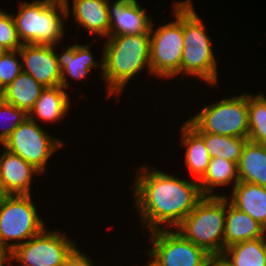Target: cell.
I'll return each mask as SVG.
<instances>
[{"label":"cell","mask_w":266,"mask_h":266,"mask_svg":"<svg viewBox=\"0 0 266 266\" xmlns=\"http://www.w3.org/2000/svg\"><path fill=\"white\" fill-rule=\"evenodd\" d=\"M186 122L203 138L205 147L211 158L226 159L239 163L242 150L248 138L223 136L202 132L190 119Z\"/></svg>","instance_id":"603a6c76"},{"label":"cell","mask_w":266,"mask_h":266,"mask_svg":"<svg viewBox=\"0 0 266 266\" xmlns=\"http://www.w3.org/2000/svg\"><path fill=\"white\" fill-rule=\"evenodd\" d=\"M223 254L234 266H266L264 237L232 244Z\"/></svg>","instance_id":"d4e9b609"},{"label":"cell","mask_w":266,"mask_h":266,"mask_svg":"<svg viewBox=\"0 0 266 266\" xmlns=\"http://www.w3.org/2000/svg\"><path fill=\"white\" fill-rule=\"evenodd\" d=\"M238 182L237 163L221 158H211L208 168L198 184L204 196H218V194H214V188L230 183L234 187Z\"/></svg>","instance_id":"cb8c5ba5"},{"label":"cell","mask_w":266,"mask_h":266,"mask_svg":"<svg viewBox=\"0 0 266 266\" xmlns=\"http://www.w3.org/2000/svg\"><path fill=\"white\" fill-rule=\"evenodd\" d=\"M33 202L32 195H9L0 203V244L9 253L46 226Z\"/></svg>","instance_id":"52a82bcc"},{"label":"cell","mask_w":266,"mask_h":266,"mask_svg":"<svg viewBox=\"0 0 266 266\" xmlns=\"http://www.w3.org/2000/svg\"><path fill=\"white\" fill-rule=\"evenodd\" d=\"M189 119L205 133L248 138V94L217 100Z\"/></svg>","instance_id":"ba28073f"},{"label":"cell","mask_w":266,"mask_h":266,"mask_svg":"<svg viewBox=\"0 0 266 266\" xmlns=\"http://www.w3.org/2000/svg\"><path fill=\"white\" fill-rule=\"evenodd\" d=\"M3 148L17 154L37 169L41 176L46 172L50 157L64 146V142L42 129L29 117L24 120L2 144Z\"/></svg>","instance_id":"30bf717a"},{"label":"cell","mask_w":266,"mask_h":266,"mask_svg":"<svg viewBox=\"0 0 266 266\" xmlns=\"http://www.w3.org/2000/svg\"><path fill=\"white\" fill-rule=\"evenodd\" d=\"M181 145L187 147L184 164L186 169L199 181L205 174L211 157L207 151L203 138L185 122L181 127Z\"/></svg>","instance_id":"44dd1931"},{"label":"cell","mask_w":266,"mask_h":266,"mask_svg":"<svg viewBox=\"0 0 266 266\" xmlns=\"http://www.w3.org/2000/svg\"><path fill=\"white\" fill-rule=\"evenodd\" d=\"M108 0L109 36L150 32L153 17L147 16L137 0Z\"/></svg>","instance_id":"4fadbf2b"},{"label":"cell","mask_w":266,"mask_h":266,"mask_svg":"<svg viewBox=\"0 0 266 266\" xmlns=\"http://www.w3.org/2000/svg\"><path fill=\"white\" fill-rule=\"evenodd\" d=\"M45 87L31 75L21 72L9 86L0 93V97L9 104L24 110L27 114L34 108L36 100Z\"/></svg>","instance_id":"7402d4cb"},{"label":"cell","mask_w":266,"mask_h":266,"mask_svg":"<svg viewBox=\"0 0 266 266\" xmlns=\"http://www.w3.org/2000/svg\"><path fill=\"white\" fill-rule=\"evenodd\" d=\"M69 8V3L63 1L21 2L18 13L12 14L21 43L59 45L57 43L64 38L63 20L69 17Z\"/></svg>","instance_id":"3957f363"},{"label":"cell","mask_w":266,"mask_h":266,"mask_svg":"<svg viewBox=\"0 0 266 266\" xmlns=\"http://www.w3.org/2000/svg\"><path fill=\"white\" fill-rule=\"evenodd\" d=\"M153 244L147 256H151L160 266H208V254L203 248L187 240L176 229L150 231Z\"/></svg>","instance_id":"8fae6325"},{"label":"cell","mask_w":266,"mask_h":266,"mask_svg":"<svg viewBox=\"0 0 266 266\" xmlns=\"http://www.w3.org/2000/svg\"><path fill=\"white\" fill-rule=\"evenodd\" d=\"M266 229L227 199L224 250L232 244L264 237Z\"/></svg>","instance_id":"e0dca14e"},{"label":"cell","mask_w":266,"mask_h":266,"mask_svg":"<svg viewBox=\"0 0 266 266\" xmlns=\"http://www.w3.org/2000/svg\"><path fill=\"white\" fill-rule=\"evenodd\" d=\"M92 260L88 257V255L80 252V249L77 253L68 261L66 266H95L93 265Z\"/></svg>","instance_id":"f546056e"},{"label":"cell","mask_w":266,"mask_h":266,"mask_svg":"<svg viewBox=\"0 0 266 266\" xmlns=\"http://www.w3.org/2000/svg\"><path fill=\"white\" fill-rule=\"evenodd\" d=\"M75 22L99 37H109L108 0H72Z\"/></svg>","instance_id":"2e32d148"},{"label":"cell","mask_w":266,"mask_h":266,"mask_svg":"<svg viewBox=\"0 0 266 266\" xmlns=\"http://www.w3.org/2000/svg\"><path fill=\"white\" fill-rule=\"evenodd\" d=\"M0 116L2 118H4V121H3V119L0 117L2 119V120H0V123L1 122L5 123V124H3V126L1 125L2 127H1V130H0V144L2 145L5 142V140L9 137V135L24 120H26L28 118V114L24 110L17 108L15 105L6 103L0 97ZM4 125H6L7 127L4 126Z\"/></svg>","instance_id":"4316f807"},{"label":"cell","mask_w":266,"mask_h":266,"mask_svg":"<svg viewBox=\"0 0 266 266\" xmlns=\"http://www.w3.org/2000/svg\"><path fill=\"white\" fill-rule=\"evenodd\" d=\"M55 1L69 2L68 0H55Z\"/></svg>","instance_id":"8d00e7d4"},{"label":"cell","mask_w":266,"mask_h":266,"mask_svg":"<svg viewBox=\"0 0 266 266\" xmlns=\"http://www.w3.org/2000/svg\"><path fill=\"white\" fill-rule=\"evenodd\" d=\"M53 45L23 44L19 48L22 71L44 87L61 86V70Z\"/></svg>","instance_id":"7c38bea8"},{"label":"cell","mask_w":266,"mask_h":266,"mask_svg":"<svg viewBox=\"0 0 266 266\" xmlns=\"http://www.w3.org/2000/svg\"><path fill=\"white\" fill-rule=\"evenodd\" d=\"M0 45L6 50H17L21 43L11 13L0 9Z\"/></svg>","instance_id":"f1b7e54d"},{"label":"cell","mask_w":266,"mask_h":266,"mask_svg":"<svg viewBox=\"0 0 266 266\" xmlns=\"http://www.w3.org/2000/svg\"><path fill=\"white\" fill-rule=\"evenodd\" d=\"M102 79L106 83L108 97L118 96L128 82L150 67V32L109 36L103 46Z\"/></svg>","instance_id":"7a4b0ae2"},{"label":"cell","mask_w":266,"mask_h":266,"mask_svg":"<svg viewBox=\"0 0 266 266\" xmlns=\"http://www.w3.org/2000/svg\"><path fill=\"white\" fill-rule=\"evenodd\" d=\"M10 194L7 192L6 188L4 187L2 178L0 176V203L5 200Z\"/></svg>","instance_id":"d6a6232c"},{"label":"cell","mask_w":266,"mask_h":266,"mask_svg":"<svg viewBox=\"0 0 266 266\" xmlns=\"http://www.w3.org/2000/svg\"><path fill=\"white\" fill-rule=\"evenodd\" d=\"M10 253L0 244V266H6L12 263Z\"/></svg>","instance_id":"1f68e13d"},{"label":"cell","mask_w":266,"mask_h":266,"mask_svg":"<svg viewBox=\"0 0 266 266\" xmlns=\"http://www.w3.org/2000/svg\"><path fill=\"white\" fill-rule=\"evenodd\" d=\"M266 233H265V235H264V249H265V254H266Z\"/></svg>","instance_id":"d590c367"},{"label":"cell","mask_w":266,"mask_h":266,"mask_svg":"<svg viewBox=\"0 0 266 266\" xmlns=\"http://www.w3.org/2000/svg\"><path fill=\"white\" fill-rule=\"evenodd\" d=\"M90 44H74L62 50L61 55L56 53L57 62L61 70V86L66 90L70 81L67 77L75 80H81L89 75L92 68H98L103 71V56L101 63L95 62L94 56L90 50Z\"/></svg>","instance_id":"9a60e30c"},{"label":"cell","mask_w":266,"mask_h":266,"mask_svg":"<svg viewBox=\"0 0 266 266\" xmlns=\"http://www.w3.org/2000/svg\"><path fill=\"white\" fill-rule=\"evenodd\" d=\"M0 156V176L10 195H31L32 176L41 174L30 163L7 149Z\"/></svg>","instance_id":"5bb4252c"},{"label":"cell","mask_w":266,"mask_h":266,"mask_svg":"<svg viewBox=\"0 0 266 266\" xmlns=\"http://www.w3.org/2000/svg\"><path fill=\"white\" fill-rule=\"evenodd\" d=\"M146 165L137 168L133 183L142 227L149 232L163 229V224L176 229L204 197L200 185Z\"/></svg>","instance_id":"6da1fadb"},{"label":"cell","mask_w":266,"mask_h":266,"mask_svg":"<svg viewBox=\"0 0 266 266\" xmlns=\"http://www.w3.org/2000/svg\"><path fill=\"white\" fill-rule=\"evenodd\" d=\"M69 99L62 86L45 87L28 117L33 121H36V118L50 123L59 121L67 116L71 103Z\"/></svg>","instance_id":"d6986e66"},{"label":"cell","mask_w":266,"mask_h":266,"mask_svg":"<svg viewBox=\"0 0 266 266\" xmlns=\"http://www.w3.org/2000/svg\"><path fill=\"white\" fill-rule=\"evenodd\" d=\"M193 1H183V42L181 74L203 80L206 85L218 82V61L214 57L212 40L205 32L203 21L194 10Z\"/></svg>","instance_id":"277c9868"},{"label":"cell","mask_w":266,"mask_h":266,"mask_svg":"<svg viewBox=\"0 0 266 266\" xmlns=\"http://www.w3.org/2000/svg\"><path fill=\"white\" fill-rule=\"evenodd\" d=\"M173 21L150 27V67L155 78H174L181 73L183 42V1L173 5Z\"/></svg>","instance_id":"8992f818"},{"label":"cell","mask_w":266,"mask_h":266,"mask_svg":"<svg viewBox=\"0 0 266 266\" xmlns=\"http://www.w3.org/2000/svg\"><path fill=\"white\" fill-rule=\"evenodd\" d=\"M239 181L266 187V146L247 141L239 160Z\"/></svg>","instance_id":"ffe728a7"},{"label":"cell","mask_w":266,"mask_h":266,"mask_svg":"<svg viewBox=\"0 0 266 266\" xmlns=\"http://www.w3.org/2000/svg\"><path fill=\"white\" fill-rule=\"evenodd\" d=\"M208 266H234V264L223 254L209 256Z\"/></svg>","instance_id":"4dcf8cb0"},{"label":"cell","mask_w":266,"mask_h":266,"mask_svg":"<svg viewBox=\"0 0 266 266\" xmlns=\"http://www.w3.org/2000/svg\"><path fill=\"white\" fill-rule=\"evenodd\" d=\"M150 263L146 264L147 266H160L151 256H150Z\"/></svg>","instance_id":"836d02e7"},{"label":"cell","mask_w":266,"mask_h":266,"mask_svg":"<svg viewBox=\"0 0 266 266\" xmlns=\"http://www.w3.org/2000/svg\"><path fill=\"white\" fill-rule=\"evenodd\" d=\"M232 189L229 202L266 229V187L239 181Z\"/></svg>","instance_id":"ac0fdd59"},{"label":"cell","mask_w":266,"mask_h":266,"mask_svg":"<svg viewBox=\"0 0 266 266\" xmlns=\"http://www.w3.org/2000/svg\"><path fill=\"white\" fill-rule=\"evenodd\" d=\"M7 50L0 45V57L5 54Z\"/></svg>","instance_id":"e575fe53"},{"label":"cell","mask_w":266,"mask_h":266,"mask_svg":"<svg viewBox=\"0 0 266 266\" xmlns=\"http://www.w3.org/2000/svg\"><path fill=\"white\" fill-rule=\"evenodd\" d=\"M204 196L176 228L187 240L208 254L224 252L227 196Z\"/></svg>","instance_id":"5b68a950"},{"label":"cell","mask_w":266,"mask_h":266,"mask_svg":"<svg viewBox=\"0 0 266 266\" xmlns=\"http://www.w3.org/2000/svg\"><path fill=\"white\" fill-rule=\"evenodd\" d=\"M19 49L7 50L0 57V93L22 72V62L17 58Z\"/></svg>","instance_id":"83f0119b"},{"label":"cell","mask_w":266,"mask_h":266,"mask_svg":"<svg viewBox=\"0 0 266 266\" xmlns=\"http://www.w3.org/2000/svg\"><path fill=\"white\" fill-rule=\"evenodd\" d=\"M79 249L74 241L58 230L47 232L46 227L10 252L9 260L21 266H66Z\"/></svg>","instance_id":"9c48e42d"},{"label":"cell","mask_w":266,"mask_h":266,"mask_svg":"<svg viewBox=\"0 0 266 266\" xmlns=\"http://www.w3.org/2000/svg\"><path fill=\"white\" fill-rule=\"evenodd\" d=\"M248 115L249 141L266 146V97L263 93L248 94Z\"/></svg>","instance_id":"484cf974"}]
</instances>
